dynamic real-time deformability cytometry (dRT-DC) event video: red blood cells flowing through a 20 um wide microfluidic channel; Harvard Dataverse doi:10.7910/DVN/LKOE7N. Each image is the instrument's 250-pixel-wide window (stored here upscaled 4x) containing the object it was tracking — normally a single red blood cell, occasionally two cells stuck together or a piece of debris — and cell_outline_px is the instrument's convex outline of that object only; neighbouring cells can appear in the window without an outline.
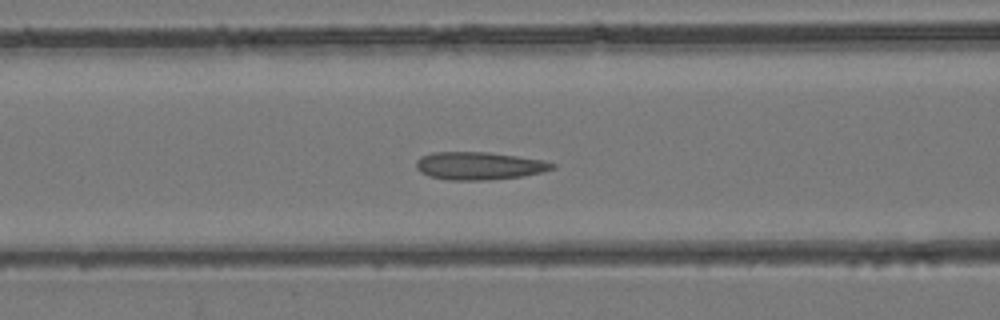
{"species": "common noctule bat (a hibernating species)", "species_latin": "Nyctalus noctula", "temperature_condition": "room temperature", "stored_images_in_passage": 44, "camera_frame_rate_fps": 3000, "um_per_image_px": 0.085, "animal": {"sex": "female", "body_mass_g": 24.6, "forearm_length_mm": 56.2}, "frame": {"image": 1, "passage_image": 17, "time_ms": 5.333, "image_size_px": [1000, 320], "cell_outline_px": [[556, 168], [544, 172], [520, 176], [488, 180], [448, 180], [428, 176], [420, 172], [416, 168], [416, 160], [420, 156], [432, 152], [488, 152], [544, 160], [556, 164]], "centroid_in_image_um": [40.71, 14.09], "position_along_channel_um": 125.9, "area_um2": 22.2}}
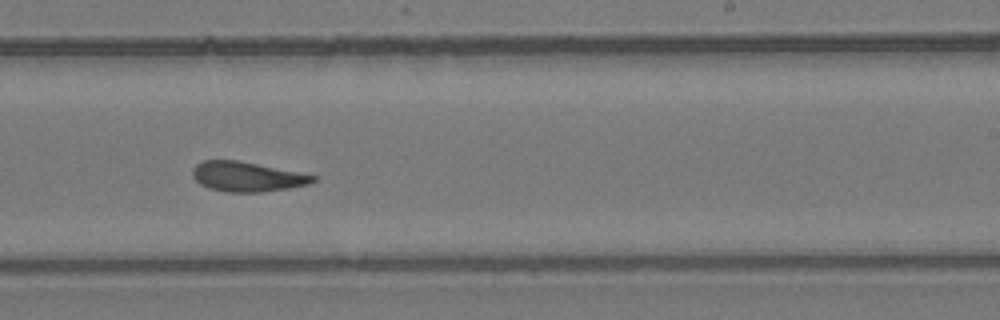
{"frame": {"image": 2, "passage_image": 26, "time_ms": 8.333, "image_size_px": [1000, 320], "cell_outline_px": [[316, 180], [308, 184], [288, 188], [260, 192], [224, 192], [208, 188], [200, 184], [192, 176], [192, 168], [196, 164], [204, 160], [240, 160], [316, 176]], "centroid_in_image_um": [20.94, 15.01], "position_along_channel_um": 268.1, "area_um2": 20.87}}
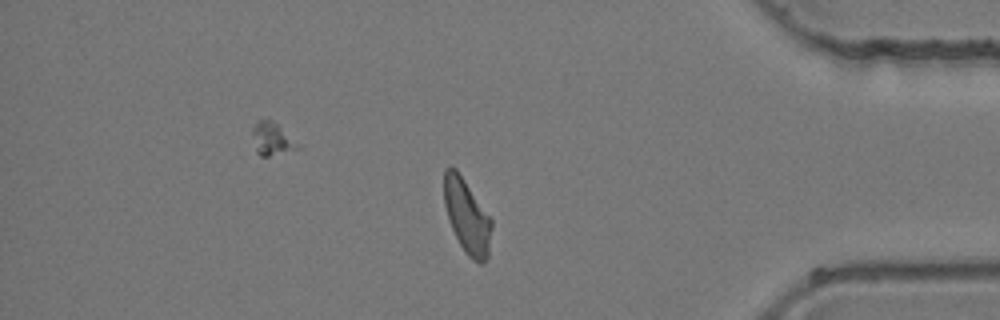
{"frame": {"image": 3, "passage_image": 36, "time_ms": 11.667, "image_size_px": [1000, 320], "cell_outline_px": [[492, 228], [488, 256], [480, 264], [472, 260], [464, 252], [452, 228], [444, 204], [444, 168], [456, 168], [492, 220]], "centroid_in_image_um": [39.69, 18.41], "position_along_channel_um": 395.5, "area_um2": 20.23}}